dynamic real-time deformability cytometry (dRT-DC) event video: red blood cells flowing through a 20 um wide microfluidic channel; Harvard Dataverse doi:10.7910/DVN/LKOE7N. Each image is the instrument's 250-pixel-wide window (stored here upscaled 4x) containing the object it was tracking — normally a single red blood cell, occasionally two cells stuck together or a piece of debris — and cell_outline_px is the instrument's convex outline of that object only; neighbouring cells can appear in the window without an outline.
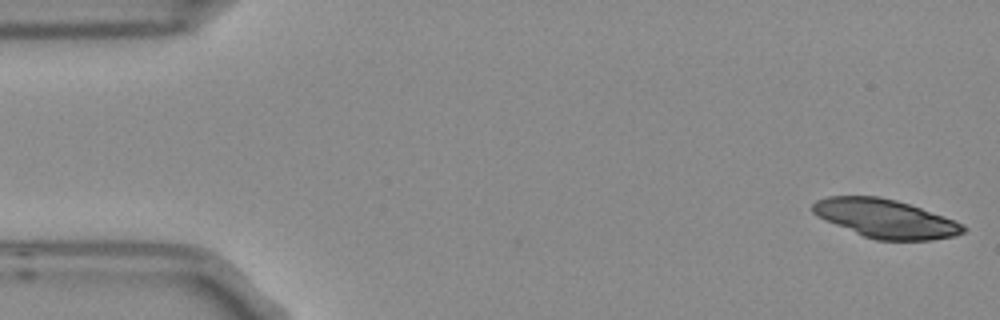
{"species": "Egyptian fruit bat (a non-hibernating species)", "species_latin": "Rousettus aegyptiacus", "temperature_condition": "room temperature", "stored_images_in_passage": 6, "camera_frame_rate_fps": 3000, "um_per_image_px": 0.085, "frame": {"image": 1, "passage_image": 1, "time_ms": 0.0, "image_size_px": [1000, 320], "cell_outline_px": [[968, 228], [964, 232], [956, 236], [932, 240], [876, 240], [864, 236], [824, 220], [816, 216], [812, 212], [812, 204], [816, 200], [828, 196], [880, 196], [896, 200], [944, 216], [964, 224]], "centroid_in_image_um": [75.27, 18.58], "position_along_channel_um": 9.7, "area_um2": 33.87}}